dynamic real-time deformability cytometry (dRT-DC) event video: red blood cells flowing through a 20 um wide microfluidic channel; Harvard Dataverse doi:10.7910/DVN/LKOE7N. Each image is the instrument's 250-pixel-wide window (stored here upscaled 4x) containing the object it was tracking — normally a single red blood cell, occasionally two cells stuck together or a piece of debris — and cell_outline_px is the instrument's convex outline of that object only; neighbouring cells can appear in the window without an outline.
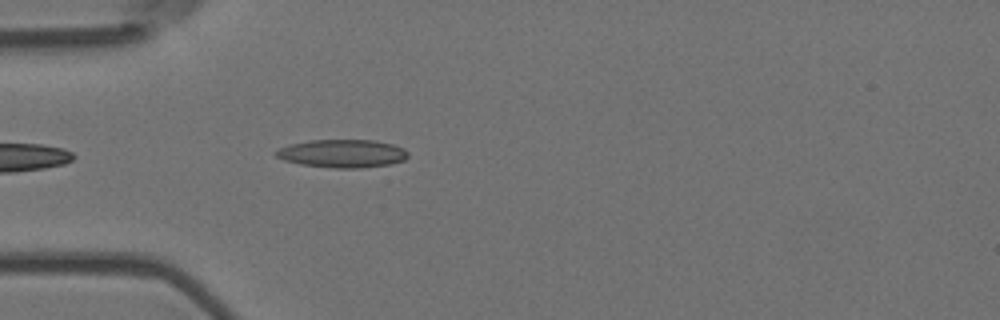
{"species": "Egyptian fruit bat (a non-hibernating species)", "species_latin": "Rousettus aegyptiacus", "temperature_condition": "room temperature", "stored_images_in_passage": 4, "camera_frame_rate_fps": 3000, "um_per_image_px": 0.085, "animal": {"sex": "female"}, "frame": {"image": 1, "passage_image": 4, "time_ms": 1.0, "image_size_px": [1000, 320], "cell_outline_px": [[408, 156], [404, 160], [392, 164], [360, 168], [336, 168], [300, 164], [284, 160], [276, 156], [276, 152], [280, 148], [288, 144], [308, 140], [376, 140], [392, 144], [404, 148], [408, 152]], "centroid_in_image_um": [29.13, 13.04], "position_along_channel_um": 55.9, "area_um2": 21.68}}